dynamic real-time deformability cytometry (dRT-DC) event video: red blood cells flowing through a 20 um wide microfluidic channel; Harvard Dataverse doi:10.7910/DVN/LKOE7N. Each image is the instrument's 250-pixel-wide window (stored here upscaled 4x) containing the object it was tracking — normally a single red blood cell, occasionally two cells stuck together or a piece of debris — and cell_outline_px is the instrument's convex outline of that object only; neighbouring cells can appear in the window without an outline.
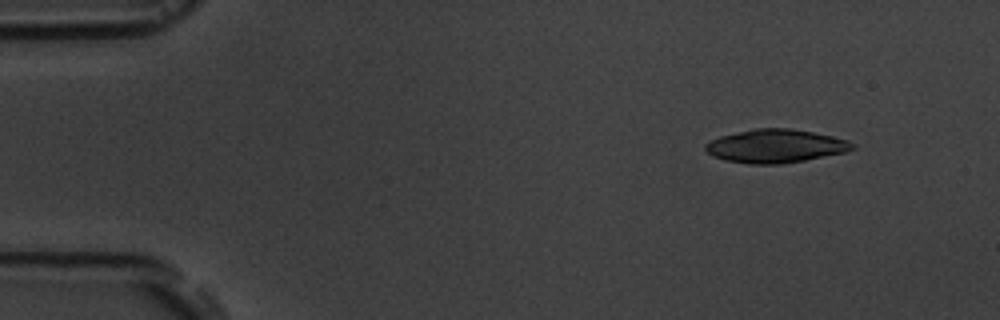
{"species": "common noctule bat (a hibernating species)", "species_latin": "Nyctalus noctula", "temperature_condition": "room temperature", "stored_images_in_passage": 4, "camera_frame_rate_fps": 3000, "um_per_image_px": 0.085, "animal": {"sex": "male", "body_mass_g": 19.5, "forearm_length_mm": 54.6}, "frame": {"image": 1, "passage_image": 2, "time_ms": 1.333, "image_size_px": [1000, 320], "cell_outline_px": [[856, 148], [844, 152], [804, 160], [780, 164], [748, 164], [724, 160], [712, 156], [704, 148], [704, 144], [720, 136], [756, 128], [792, 128], [832, 136], [848, 140], [856, 144]], "centroid_in_image_um": [65.92, 12.41], "position_along_channel_um": 19.1, "area_um2": 28.55}}